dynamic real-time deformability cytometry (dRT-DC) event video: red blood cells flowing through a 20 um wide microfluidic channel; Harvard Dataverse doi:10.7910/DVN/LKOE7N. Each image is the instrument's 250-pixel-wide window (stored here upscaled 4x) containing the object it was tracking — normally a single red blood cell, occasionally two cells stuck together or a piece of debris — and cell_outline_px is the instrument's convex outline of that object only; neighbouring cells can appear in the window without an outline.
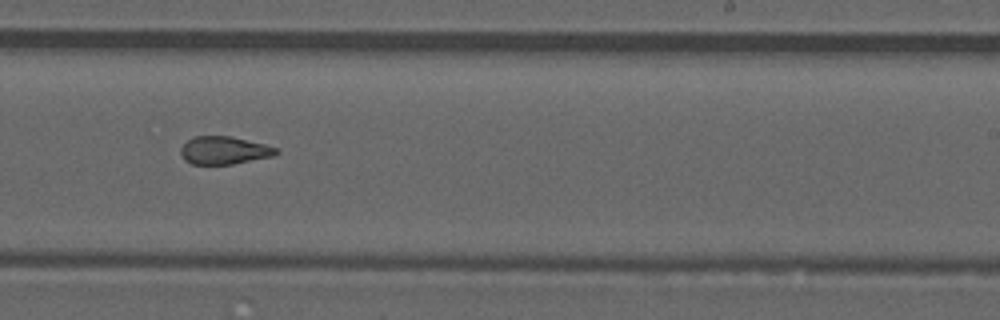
{"species": "common noctule bat (a hibernating species)", "species_latin": "Nyctalus noctula", "temperature_condition": "room temperature", "stored_images_in_passage": 36, "camera_frame_rate_fps": 3000, "um_per_image_px": 0.085, "animal": {"sex": "male", "forearm_length_mm": 52.5}, "frame": {"image": 1, "passage_image": 16, "time_ms": 5.0, "image_size_px": [1000, 320], "cell_outline_px": [[280, 152], [272, 156], [232, 164], [192, 164], [184, 160], [180, 152], [180, 148], [188, 140], [196, 136], [232, 136], [264, 144], [276, 148]], "centroid_in_image_um": [19.03, 12.78], "position_along_channel_um": 270.0, "area_um2": 15.37}}